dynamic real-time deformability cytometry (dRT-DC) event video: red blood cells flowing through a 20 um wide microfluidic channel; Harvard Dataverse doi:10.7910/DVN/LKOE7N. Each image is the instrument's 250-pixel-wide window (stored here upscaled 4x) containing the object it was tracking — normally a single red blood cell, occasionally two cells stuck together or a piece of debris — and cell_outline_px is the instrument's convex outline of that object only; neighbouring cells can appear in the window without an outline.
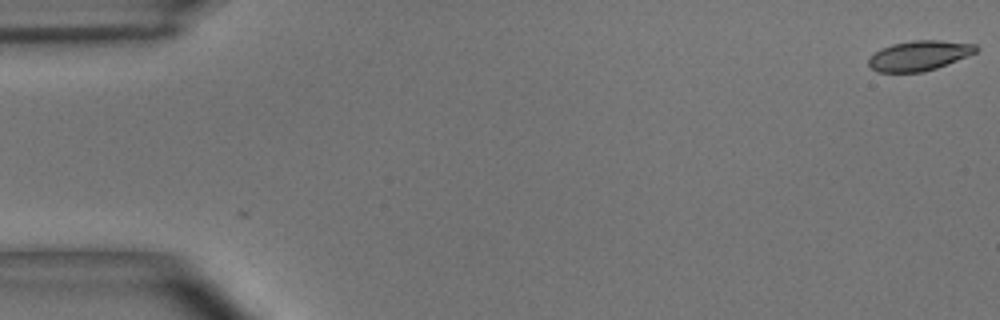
{"species": "common noctule bat (a hibernating species)", "species_latin": "Nyctalus noctula", "temperature_condition": "room temperature", "stored_images_in_passage": 3, "camera_frame_rate_fps": 3000, "um_per_image_px": 0.085, "animal": {"sex": "male", "body_mass_g": 15.6}, "frame": {"image": 1, "passage_image": 3, "time_ms": 0.667, "image_size_px": [1000, 320], "cell_outline_px": [[980, 48], [976, 52], [968, 56], [936, 68], [924, 72], [876, 72], [868, 64], [868, 60], [880, 48], [892, 44], [912, 40], [940, 40], [976, 44]], "centroid_in_image_um": [78.15, 4.72], "position_along_channel_um": 6.9, "area_um2": 18.79}}